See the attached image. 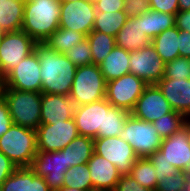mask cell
<instances>
[{"label":"cell","mask_w":190,"mask_h":191,"mask_svg":"<svg viewBox=\"0 0 190 191\" xmlns=\"http://www.w3.org/2000/svg\"><path fill=\"white\" fill-rule=\"evenodd\" d=\"M175 26V15L149 9L142 14L143 31L151 40L168 28Z\"/></svg>","instance_id":"cell-27"},{"label":"cell","mask_w":190,"mask_h":191,"mask_svg":"<svg viewBox=\"0 0 190 191\" xmlns=\"http://www.w3.org/2000/svg\"><path fill=\"white\" fill-rule=\"evenodd\" d=\"M187 135L190 143V118H187Z\"/></svg>","instance_id":"cell-49"},{"label":"cell","mask_w":190,"mask_h":191,"mask_svg":"<svg viewBox=\"0 0 190 191\" xmlns=\"http://www.w3.org/2000/svg\"><path fill=\"white\" fill-rule=\"evenodd\" d=\"M173 111L159 87L157 85H148L138 98L131 114L137 119L152 123Z\"/></svg>","instance_id":"cell-17"},{"label":"cell","mask_w":190,"mask_h":191,"mask_svg":"<svg viewBox=\"0 0 190 191\" xmlns=\"http://www.w3.org/2000/svg\"><path fill=\"white\" fill-rule=\"evenodd\" d=\"M130 114L126 110L111 106L108 112H105L104 138L119 136Z\"/></svg>","instance_id":"cell-33"},{"label":"cell","mask_w":190,"mask_h":191,"mask_svg":"<svg viewBox=\"0 0 190 191\" xmlns=\"http://www.w3.org/2000/svg\"><path fill=\"white\" fill-rule=\"evenodd\" d=\"M95 15V4L89 0L61 2L59 27L86 37L93 30Z\"/></svg>","instance_id":"cell-11"},{"label":"cell","mask_w":190,"mask_h":191,"mask_svg":"<svg viewBox=\"0 0 190 191\" xmlns=\"http://www.w3.org/2000/svg\"><path fill=\"white\" fill-rule=\"evenodd\" d=\"M149 9L176 15L179 11L178 0H149Z\"/></svg>","instance_id":"cell-40"},{"label":"cell","mask_w":190,"mask_h":191,"mask_svg":"<svg viewBox=\"0 0 190 191\" xmlns=\"http://www.w3.org/2000/svg\"><path fill=\"white\" fill-rule=\"evenodd\" d=\"M186 117L173 111L152 122L157 133L163 138H168L184 126Z\"/></svg>","instance_id":"cell-34"},{"label":"cell","mask_w":190,"mask_h":191,"mask_svg":"<svg viewBox=\"0 0 190 191\" xmlns=\"http://www.w3.org/2000/svg\"><path fill=\"white\" fill-rule=\"evenodd\" d=\"M93 31L116 36L129 18L124 11L100 12L96 11Z\"/></svg>","instance_id":"cell-28"},{"label":"cell","mask_w":190,"mask_h":191,"mask_svg":"<svg viewBox=\"0 0 190 191\" xmlns=\"http://www.w3.org/2000/svg\"><path fill=\"white\" fill-rule=\"evenodd\" d=\"M60 2H74V1H80V0H59Z\"/></svg>","instance_id":"cell-51"},{"label":"cell","mask_w":190,"mask_h":191,"mask_svg":"<svg viewBox=\"0 0 190 191\" xmlns=\"http://www.w3.org/2000/svg\"><path fill=\"white\" fill-rule=\"evenodd\" d=\"M79 135L74 119L40 124L36 130L37 151L53 152L64 149Z\"/></svg>","instance_id":"cell-9"},{"label":"cell","mask_w":190,"mask_h":191,"mask_svg":"<svg viewBox=\"0 0 190 191\" xmlns=\"http://www.w3.org/2000/svg\"><path fill=\"white\" fill-rule=\"evenodd\" d=\"M156 85L175 112L190 118V79L162 78Z\"/></svg>","instance_id":"cell-18"},{"label":"cell","mask_w":190,"mask_h":191,"mask_svg":"<svg viewBox=\"0 0 190 191\" xmlns=\"http://www.w3.org/2000/svg\"><path fill=\"white\" fill-rule=\"evenodd\" d=\"M25 0L0 1V27L4 32L22 29Z\"/></svg>","instance_id":"cell-24"},{"label":"cell","mask_w":190,"mask_h":191,"mask_svg":"<svg viewBox=\"0 0 190 191\" xmlns=\"http://www.w3.org/2000/svg\"><path fill=\"white\" fill-rule=\"evenodd\" d=\"M119 137L127 141L138 158H148L160 149L163 138L157 133L153 123L135 118L126 119Z\"/></svg>","instance_id":"cell-6"},{"label":"cell","mask_w":190,"mask_h":191,"mask_svg":"<svg viewBox=\"0 0 190 191\" xmlns=\"http://www.w3.org/2000/svg\"><path fill=\"white\" fill-rule=\"evenodd\" d=\"M162 158L190 176V143L187 135V119L183 127L168 138L163 139L159 149Z\"/></svg>","instance_id":"cell-16"},{"label":"cell","mask_w":190,"mask_h":191,"mask_svg":"<svg viewBox=\"0 0 190 191\" xmlns=\"http://www.w3.org/2000/svg\"><path fill=\"white\" fill-rule=\"evenodd\" d=\"M94 4L96 11L100 12L124 11L125 0H99Z\"/></svg>","instance_id":"cell-42"},{"label":"cell","mask_w":190,"mask_h":191,"mask_svg":"<svg viewBox=\"0 0 190 191\" xmlns=\"http://www.w3.org/2000/svg\"><path fill=\"white\" fill-rule=\"evenodd\" d=\"M34 50L41 68V93L69 96L77 66L45 43H36Z\"/></svg>","instance_id":"cell-1"},{"label":"cell","mask_w":190,"mask_h":191,"mask_svg":"<svg viewBox=\"0 0 190 191\" xmlns=\"http://www.w3.org/2000/svg\"><path fill=\"white\" fill-rule=\"evenodd\" d=\"M188 176L183 171H178L169 177L162 178L157 183L155 191H186Z\"/></svg>","instance_id":"cell-37"},{"label":"cell","mask_w":190,"mask_h":191,"mask_svg":"<svg viewBox=\"0 0 190 191\" xmlns=\"http://www.w3.org/2000/svg\"><path fill=\"white\" fill-rule=\"evenodd\" d=\"M65 55L77 67L93 64L91 58V46L89 45L87 37H85L77 45H74L73 48L70 47Z\"/></svg>","instance_id":"cell-35"},{"label":"cell","mask_w":190,"mask_h":191,"mask_svg":"<svg viewBox=\"0 0 190 191\" xmlns=\"http://www.w3.org/2000/svg\"><path fill=\"white\" fill-rule=\"evenodd\" d=\"M89 1L95 3L96 1H99V0H89Z\"/></svg>","instance_id":"cell-53"},{"label":"cell","mask_w":190,"mask_h":191,"mask_svg":"<svg viewBox=\"0 0 190 191\" xmlns=\"http://www.w3.org/2000/svg\"><path fill=\"white\" fill-rule=\"evenodd\" d=\"M92 52V63L99 65L115 47V37L98 31H91L87 36Z\"/></svg>","instance_id":"cell-29"},{"label":"cell","mask_w":190,"mask_h":191,"mask_svg":"<svg viewBox=\"0 0 190 191\" xmlns=\"http://www.w3.org/2000/svg\"><path fill=\"white\" fill-rule=\"evenodd\" d=\"M179 11L190 10V0H178Z\"/></svg>","instance_id":"cell-47"},{"label":"cell","mask_w":190,"mask_h":191,"mask_svg":"<svg viewBox=\"0 0 190 191\" xmlns=\"http://www.w3.org/2000/svg\"><path fill=\"white\" fill-rule=\"evenodd\" d=\"M0 151L18 168L31 167L37 154L36 131L12 124L0 137Z\"/></svg>","instance_id":"cell-4"},{"label":"cell","mask_w":190,"mask_h":191,"mask_svg":"<svg viewBox=\"0 0 190 191\" xmlns=\"http://www.w3.org/2000/svg\"><path fill=\"white\" fill-rule=\"evenodd\" d=\"M179 53L180 57H185L190 59V32L186 30H179Z\"/></svg>","instance_id":"cell-45"},{"label":"cell","mask_w":190,"mask_h":191,"mask_svg":"<svg viewBox=\"0 0 190 191\" xmlns=\"http://www.w3.org/2000/svg\"><path fill=\"white\" fill-rule=\"evenodd\" d=\"M87 165L94 191H114L121 173L113 163L94 152Z\"/></svg>","instance_id":"cell-20"},{"label":"cell","mask_w":190,"mask_h":191,"mask_svg":"<svg viewBox=\"0 0 190 191\" xmlns=\"http://www.w3.org/2000/svg\"><path fill=\"white\" fill-rule=\"evenodd\" d=\"M36 42L24 31L4 32L0 45V82L34 51Z\"/></svg>","instance_id":"cell-7"},{"label":"cell","mask_w":190,"mask_h":191,"mask_svg":"<svg viewBox=\"0 0 190 191\" xmlns=\"http://www.w3.org/2000/svg\"><path fill=\"white\" fill-rule=\"evenodd\" d=\"M0 191H51L30 167L17 168L0 186Z\"/></svg>","instance_id":"cell-22"},{"label":"cell","mask_w":190,"mask_h":191,"mask_svg":"<svg viewBox=\"0 0 190 191\" xmlns=\"http://www.w3.org/2000/svg\"><path fill=\"white\" fill-rule=\"evenodd\" d=\"M129 175L133 177L140 185L155 191L158 180L155 168L148 158H138Z\"/></svg>","instance_id":"cell-31"},{"label":"cell","mask_w":190,"mask_h":191,"mask_svg":"<svg viewBox=\"0 0 190 191\" xmlns=\"http://www.w3.org/2000/svg\"><path fill=\"white\" fill-rule=\"evenodd\" d=\"M165 64L152 44L130 52V73L142 79L147 85H156L162 79Z\"/></svg>","instance_id":"cell-14"},{"label":"cell","mask_w":190,"mask_h":191,"mask_svg":"<svg viewBox=\"0 0 190 191\" xmlns=\"http://www.w3.org/2000/svg\"><path fill=\"white\" fill-rule=\"evenodd\" d=\"M59 0H25L22 31L36 43H44L59 28Z\"/></svg>","instance_id":"cell-2"},{"label":"cell","mask_w":190,"mask_h":191,"mask_svg":"<svg viewBox=\"0 0 190 191\" xmlns=\"http://www.w3.org/2000/svg\"><path fill=\"white\" fill-rule=\"evenodd\" d=\"M106 81L99 65L78 66L70 90L76 107L105 98Z\"/></svg>","instance_id":"cell-5"},{"label":"cell","mask_w":190,"mask_h":191,"mask_svg":"<svg viewBox=\"0 0 190 191\" xmlns=\"http://www.w3.org/2000/svg\"><path fill=\"white\" fill-rule=\"evenodd\" d=\"M3 34H4V31L0 27V38H2Z\"/></svg>","instance_id":"cell-52"},{"label":"cell","mask_w":190,"mask_h":191,"mask_svg":"<svg viewBox=\"0 0 190 191\" xmlns=\"http://www.w3.org/2000/svg\"><path fill=\"white\" fill-rule=\"evenodd\" d=\"M178 34L179 29L174 26L161 32L151 40V44L165 63L180 57Z\"/></svg>","instance_id":"cell-26"},{"label":"cell","mask_w":190,"mask_h":191,"mask_svg":"<svg viewBox=\"0 0 190 191\" xmlns=\"http://www.w3.org/2000/svg\"><path fill=\"white\" fill-rule=\"evenodd\" d=\"M148 85L132 73L106 82L105 99L117 108L132 112Z\"/></svg>","instance_id":"cell-8"},{"label":"cell","mask_w":190,"mask_h":191,"mask_svg":"<svg viewBox=\"0 0 190 191\" xmlns=\"http://www.w3.org/2000/svg\"><path fill=\"white\" fill-rule=\"evenodd\" d=\"M39 57L35 50L0 82L4 87L20 91L41 93V72Z\"/></svg>","instance_id":"cell-10"},{"label":"cell","mask_w":190,"mask_h":191,"mask_svg":"<svg viewBox=\"0 0 190 191\" xmlns=\"http://www.w3.org/2000/svg\"><path fill=\"white\" fill-rule=\"evenodd\" d=\"M112 105L104 98L75 108L73 119L80 136L104 138L105 112Z\"/></svg>","instance_id":"cell-12"},{"label":"cell","mask_w":190,"mask_h":191,"mask_svg":"<svg viewBox=\"0 0 190 191\" xmlns=\"http://www.w3.org/2000/svg\"><path fill=\"white\" fill-rule=\"evenodd\" d=\"M1 96L7 102L13 124L36 131L41 124V93L6 88Z\"/></svg>","instance_id":"cell-3"},{"label":"cell","mask_w":190,"mask_h":191,"mask_svg":"<svg viewBox=\"0 0 190 191\" xmlns=\"http://www.w3.org/2000/svg\"><path fill=\"white\" fill-rule=\"evenodd\" d=\"M94 152L113 163L121 175L129 174L138 159L132 146L119 136L95 138Z\"/></svg>","instance_id":"cell-13"},{"label":"cell","mask_w":190,"mask_h":191,"mask_svg":"<svg viewBox=\"0 0 190 191\" xmlns=\"http://www.w3.org/2000/svg\"><path fill=\"white\" fill-rule=\"evenodd\" d=\"M130 52L115 45L109 55L99 64L105 81L120 78L130 73Z\"/></svg>","instance_id":"cell-23"},{"label":"cell","mask_w":190,"mask_h":191,"mask_svg":"<svg viewBox=\"0 0 190 191\" xmlns=\"http://www.w3.org/2000/svg\"><path fill=\"white\" fill-rule=\"evenodd\" d=\"M149 10L147 0H125L124 12L128 17H136Z\"/></svg>","instance_id":"cell-41"},{"label":"cell","mask_w":190,"mask_h":191,"mask_svg":"<svg viewBox=\"0 0 190 191\" xmlns=\"http://www.w3.org/2000/svg\"><path fill=\"white\" fill-rule=\"evenodd\" d=\"M116 46L129 52L147 47L151 39L147 37L142 27V14L136 17H129L125 25L115 36Z\"/></svg>","instance_id":"cell-21"},{"label":"cell","mask_w":190,"mask_h":191,"mask_svg":"<svg viewBox=\"0 0 190 191\" xmlns=\"http://www.w3.org/2000/svg\"><path fill=\"white\" fill-rule=\"evenodd\" d=\"M62 151H65L66 167L88 163L94 153V139L78 135Z\"/></svg>","instance_id":"cell-25"},{"label":"cell","mask_w":190,"mask_h":191,"mask_svg":"<svg viewBox=\"0 0 190 191\" xmlns=\"http://www.w3.org/2000/svg\"><path fill=\"white\" fill-rule=\"evenodd\" d=\"M36 175L44 177L51 191H58L64 184L66 167L65 151H37L30 167Z\"/></svg>","instance_id":"cell-15"},{"label":"cell","mask_w":190,"mask_h":191,"mask_svg":"<svg viewBox=\"0 0 190 191\" xmlns=\"http://www.w3.org/2000/svg\"><path fill=\"white\" fill-rule=\"evenodd\" d=\"M175 26L179 30L190 32V10L178 11L175 15Z\"/></svg>","instance_id":"cell-46"},{"label":"cell","mask_w":190,"mask_h":191,"mask_svg":"<svg viewBox=\"0 0 190 191\" xmlns=\"http://www.w3.org/2000/svg\"><path fill=\"white\" fill-rule=\"evenodd\" d=\"M58 191H94V190H81V189L62 186Z\"/></svg>","instance_id":"cell-48"},{"label":"cell","mask_w":190,"mask_h":191,"mask_svg":"<svg viewBox=\"0 0 190 191\" xmlns=\"http://www.w3.org/2000/svg\"><path fill=\"white\" fill-rule=\"evenodd\" d=\"M114 191H153L140 185L129 174L121 175Z\"/></svg>","instance_id":"cell-39"},{"label":"cell","mask_w":190,"mask_h":191,"mask_svg":"<svg viewBox=\"0 0 190 191\" xmlns=\"http://www.w3.org/2000/svg\"><path fill=\"white\" fill-rule=\"evenodd\" d=\"M148 159L155 168L158 182L161 181L162 178L169 177L178 172V169L175 166L162 158V152L160 150H157L150 157H148Z\"/></svg>","instance_id":"cell-38"},{"label":"cell","mask_w":190,"mask_h":191,"mask_svg":"<svg viewBox=\"0 0 190 191\" xmlns=\"http://www.w3.org/2000/svg\"><path fill=\"white\" fill-rule=\"evenodd\" d=\"M75 108L76 105L70 96L41 93V124L72 119Z\"/></svg>","instance_id":"cell-19"},{"label":"cell","mask_w":190,"mask_h":191,"mask_svg":"<svg viewBox=\"0 0 190 191\" xmlns=\"http://www.w3.org/2000/svg\"><path fill=\"white\" fill-rule=\"evenodd\" d=\"M65 187L76 188L81 190H94L90 177V171L87 163L71 166L64 173Z\"/></svg>","instance_id":"cell-32"},{"label":"cell","mask_w":190,"mask_h":191,"mask_svg":"<svg viewBox=\"0 0 190 191\" xmlns=\"http://www.w3.org/2000/svg\"><path fill=\"white\" fill-rule=\"evenodd\" d=\"M84 38L82 33L59 27L44 43L56 52L66 54L70 47L73 48Z\"/></svg>","instance_id":"cell-30"},{"label":"cell","mask_w":190,"mask_h":191,"mask_svg":"<svg viewBox=\"0 0 190 191\" xmlns=\"http://www.w3.org/2000/svg\"><path fill=\"white\" fill-rule=\"evenodd\" d=\"M12 124H13V121L9 113L7 102L1 96L0 97V137L9 130Z\"/></svg>","instance_id":"cell-43"},{"label":"cell","mask_w":190,"mask_h":191,"mask_svg":"<svg viewBox=\"0 0 190 191\" xmlns=\"http://www.w3.org/2000/svg\"><path fill=\"white\" fill-rule=\"evenodd\" d=\"M186 191H190V176H188V179H187V190Z\"/></svg>","instance_id":"cell-50"},{"label":"cell","mask_w":190,"mask_h":191,"mask_svg":"<svg viewBox=\"0 0 190 191\" xmlns=\"http://www.w3.org/2000/svg\"><path fill=\"white\" fill-rule=\"evenodd\" d=\"M162 78L190 79V59L177 57L172 61L166 62L164 76Z\"/></svg>","instance_id":"cell-36"},{"label":"cell","mask_w":190,"mask_h":191,"mask_svg":"<svg viewBox=\"0 0 190 191\" xmlns=\"http://www.w3.org/2000/svg\"><path fill=\"white\" fill-rule=\"evenodd\" d=\"M18 167L0 151V186Z\"/></svg>","instance_id":"cell-44"}]
</instances>
